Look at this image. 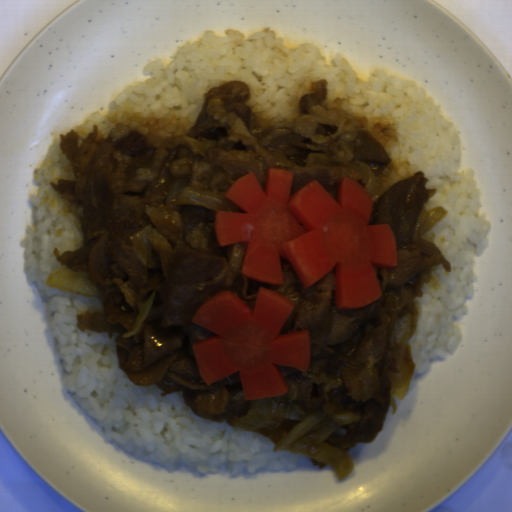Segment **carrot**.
<instances>
[{"label":"carrot","instance_id":"1","mask_svg":"<svg viewBox=\"0 0 512 512\" xmlns=\"http://www.w3.org/2000/svg\"><path fill=\"white\" fill-rule=\"evenodd\" d=\"M294 174L269 168L265 190L256 172L235 181L225 197L240 212L216 211L217 243L246 244L241 274L284 284L281 258L302 288L335 269V309L350 310L380 299L374 267L397 266L389 223L368 224L373 200L348 177L340 179L337 201L315 179L292 193Z\"/></svg>","mask_w":512,"mask_h":512},{"label":"carrot","instance_id":"2","mask_svg":"<svg viewBox=\"0 0 512 512\" xmlns=\"http://www.w3.org/2000/svg\"><path fill=\"white\" fill-rule=\"evenodd\" d=\"M295 305L264 287L253 308L230 290L206 299L192 318L216 334L192 344L204 383L238 372L245 400L287 395L278 365L306 372L312 358L308 329L279 335Z\"/></svg>","mask_w":512,"mask_h":512}]
</instances>
